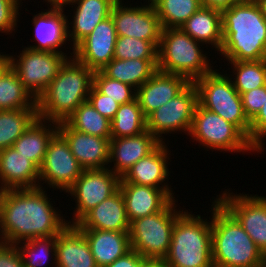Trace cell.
Masks as SVG:
<instances>
[{
	"label": "cell",
	"mask_w": 266,
	"mask_h": 267,
	"mask_svg": "<svg viewBox=\"0 0 266 267\" xmlns=\"http://www.w3.org/2000/svg\"><path fill=\"white\" fill-rule=\"evenodd\" d=\"M48 189H8L0 191V240L17 244L32 238L57 236L67 218L54 207ZM54 202V203H53Z\"/></svg>",
	"instance_id": "obj_1"
},
{
	"label": "cell",
	"mask_w": 266,
	"mask_h": 267,
	"mask_svg": "<svg viewBox=\"0 0 266 267\" xmlns=\"http://www.w3.org/2000/svg\"><path fill=\"white\" fill-rule=\"evenodd\" d=\"M223 43L219 57L225 61L266 59V19L253 1L238 2L221 11Z\"/></svg>",
	"instance_id": "obj_2"
},
{
	"label": "cell",
	"mask_w": 266,
	"mask_h": 267,
	"mask_svg": "<svg viewBox=\"0 0 266 267\" xmlns=\"http://www.w3.org/2000/svg\"><path fill=\"white\" fill-rule=\"evenodd\" d=\"M94 71L69 58L45 92L37 99V116L54 122L65 121L77 107L88 100Z\"/></svg>",
	"instance_id": "obj_3"
},
{
	"label": "cell",
	"mask_w": 266,
	"mask_h": 267,
	"mask_svg": "<svg viewBox=\"0 0 266 267\" xmlns=\"http://www.w3.org/2000/svg\"><path fill=\"white\" fill-rule=\"evenodd\" d=\"M211 212L212 260L214 267H256L263 253L238 221L215 199ZM211 209V210H210Z\"/></svg>",
	"instance_id": "obj_4"
},
{
	"label": "cell",
	"mask_w": 266,
	"mask_h": 267,
	"mask_svg": "<svg viewBox=\"0 0 266 267\" xmlns=\"http://www.w3.org/2000/svg\"><path fill=\"white\" fill-rule=\"evenodd\" d=\"M184 209L176 219L171 244L163 261L168 267H214L211 215L204 218Z\"/></svg>",
	"instance_id": "obj_5"
},
{
	"label": "cell",
	"mask_w": 266,
	"mask_h": 267,
	"mask_svg": "<svg viewBox=\"0 0 266 267\" xmlns=\"http://www.w3.org/2000/svg\"><path fill=\"white\" fill-rule=\"evenodd\" d=\"M209 51L180 28H163L157 49V70L182 75L194 82L216 68L217 60L213 63L209 59Z\"/></svg>",
	"instance_id": "obj_6"
},
{
	"label": "cell",
	"mask_w": 266,
	"mask_h": 267,
	"mask_svg": "<svg viewBox=\"0 0 266 267\" xmlns=\"http://www.w3.org/2000/svg\"><path fill=\"white\" fill-rule=\"evenodd\" d=\"M173 199L162 211L130 223V247L146 260L163 261L168 253L176 219L185 211Z\"/></svg>",
	"instance_id": "obj_7"
},
{
	"label": "cell",
	"mask_w": 266,
	"mask_h": 267,
	"mask_svg": "<svg viewBox=\"0 0 266 267\" xmlns=\"http://www.w3.org/2000/svg\"><path fill=\"white\" fill-rule=\"evenodd\" d=\"M188 137L190 143L196 142L202 150L220 153L248 154L258 152L250 144L248 138L233 124L223 119L218 114L203 108L197 103L191 130ZM248 152V153H247Z\"/></svg>",
	"instance_id": "obj_8"
},
{
	"label": "cell",
	"mask_w": 266,
	"mask_h": 267,
	"mask_svg": "<svg viewBox=\"0 0 266 267\" xmlns=\"http://www.w3.org/2000/svg\"><path fill=\"white\" fill-rule=\"evenodd\" d=\"M222 70L216 67L194 81L198 103L235 125L249 140L250 120L245 115L241 96L224 72L225 68Z\"/></svg>",
	"instance_id": "obj_9"
},
{
	"label": "cell",
	"mask_w": 266,
	"mask_h": 267,
	"mask_svg": "<svg viewBox=\"0 0 266 267\" xmlns=\"http://www.w3.org/2000/svg\"><path fill=\"white\" fill-rule=\"evenodd\" d=\"M21 51L9 53V65L16 72L25 88L37 100L58 75L65 62L73 54L35 51L21 46Z\"/></svg>",
	"instance_id": "obj_10"
},
{
	"label": "cell",
	"mask_w": 266,
	"mask_h": 267,
	"mask_svg": "<svg viewBox=\"0 0 266 267\" xmlns=\"http://www.w3.org/2000/svg\"><path fill=\"white\" fill-rule=\"evenodd\" d=\"M197 103V87L194 82H190L177 96L146 117L147 130L161 143L171 142L164 137L168 134L171 136L184 132L188 136Z\"/></svg>",
	"instance_id": "obj_11"
},
{
	"label": "cell",
	"mask_w": 266,
	"mask_h": 267,
	"mask_svg": "<svg viewBox=\"0 0 266 267\" xmlns=\"http://www.w3.org/2000/svg\"><path fill=\"white\" fill-rule=\"evenodd\" d=\"M120 180L121 178L108 168L83 169L75 183L65 192L76 204L73 208L71 206L74 212L69 213L72 216L67 219V223L76 225L90 210L119 189Z\"/></svg>",
	"instance_id": "obj_12"
},
{
	"label": "cell",
	"mask_w": 266,
	"mask_h": 267,
	"mask_svg": "<svg viewBox=\"0 0 266 267\" xmlns=\"http://www.w3.org/2000/svg\"><path fill=\"white\" fill-rule=\"evenodd\" d=\"M222 192V193H221ZM215 199L238 221L244 231L266 255V195L236 193L230 188Z\"/></svg>",
	"instance_id": "obj_13"
},
{
	"label": "cell",
	"mask_w": 266,
	"mask_h": 267,
	"mask_svg": "<svg viewBox=\"0 0 266 267\" xmlns=\"http://www.w3.org/2000/svg\"><path fill=\"white\" fill-rule=\"evenodd\" d=\"M133 2L118 0L112 8L111 18L117 36L150 41L158 49L162 27L153 4L144 0L143 3L141 0Z\"/></svg>",
	"instance_id": "obj_14"
},
{
	"label": "cell",
	"mask_w": 266,
	"mask_h": 267,
	"mask_svg": "<svg viewBox=\"0 0 266 267\" xmlns=\"http://www.w3.org/2000/svg\"><path fill=\"white\" fill-rule=\"evenodd\" d=\"M83 168L70 151L65 138L57 132L50 140L39 168V188L65 192L81 175ZM43 182V183H42ZM46 184V185H44ZM44 185V186H43Z\"/></svg>",
	"instance_id": "obj_15"
},
{
	"label": "cell",
	"mask_w": 266,
	"mask_h": 267,
	"mask_svg": "<svg viewBox=\"0 0 266 267\" xmlns=\"http://www.w3.org/2000/svg\"><path fill=\"white\" fill-rule=\"evenodd\" d=\"M38 12V13H37ZM32 14L31 25H33L32 45L24 46L35 51H48L61 54H74L69 38L67 27V13L63 8L44 9ZM66 13V14H65ZM34 40V41H33ZM68 43V44H67ZM35 44V45H34ZM68 45V46H67ZM64 46V47H63ZM69 47V48H68ZM66 50L64 51L63 50ZM69 50H67V49ZM72 50V51H71ZM69 51L68 53H65ZM71 51V52H70Z\"/></svg>",
	"instance_id": "obj_16"
},
{
	"label": "cell",
	"mask_w": 266,
	"mask_h": 267,
	"mask_svg": "<svg viewBox=\"0 0 266 267\" xmlns=\"http://www.w3.org/2000/svg\"><path fill=\"white\" fill-rule=\"evenodd\" d=\"M169 145V142L161 143L152 153L141 158L125 173L120 183H133L161 188L172 199H175L178 195L175 194V191L171 188L173 186L169 182L170 177L172 178L170 173H173L171 170L169 171V165L172 161L170 158L174 155L173 150L171 153L170 148H168Z\"/></svg>",
	"instance_id": "obj_17"
},
{
	"label": "cell",
	"mask_w": 266,
	"mask_h": 267,
	"mask_svg": "<svg viewBox=\"0 0 266 267\" xmlns=\"http://www.w3.org/2000/svg\"><path fill=\"white\" fill-rule=\"evenodd\" d=\"M117 33L111 16L102 20L75 48L73 57L92 71L102 70L114 57Z\"/></svg>",
	"instance_id": "obj_18"
},
{
	"label": "cell",
	"mask_w": 266,
	"mask_h": 267,
	"mask_svg": "<svg viewBox=\"0 0 266 267\" xmlns=\"http://www.w3.org/2000/svg\"><path fill=\"white\" fill-rule=\"evenodd\" d=\"M58 132L67 141L70 151L83 169H106L109 164L110 140L79 132L64 121L58 122Z\"/></svg>",
	"instance_id": "obj_19"
},
{
	"label": "cell",
	"mask_w": 266,
	"mask_h": 267,
	"mask_svg": "<svg viewBox=\"0 0 266 267\" xmlns=\"http://www.w3.org/2000/svg\"><path fill=\"white\" fill-rule=\"evenodd\" d=\"M160 144L148 130L131 137L111 138L107 168L122 178L135 163L152 153Z\"/></svg>",
	"instance_id": "obj_20"
},
{
	"label": "cell",
	"mask_w": 266,
	"mask_h": 267,
	"mask_svg": "<svg viewBox=\"0 0 266 267\" xmlns=\"http://www.w3.org/2000/svg\"><path fill=\"white\" fill-rule=\"evenodd\" d=\"M118 0H75L67 6L68 38L74 49L102 20L111 16ZM71 7L72 9L70 10ZM69 8V9H68ZM72 20H70V19Z\"/></svg>",
	"instance_id": "obj_21"
},
{
	"label": "cell",
	"mask_w": 266,
	"mask_h": 267,
	"mask_svg": "<svg viewBox=\"0 0 266 267\" xmlns=\"http://www.w3.org/2000/svg\"><path fill=\"white\" fill-rule=\"evenodd\" d=\"M190 81L178 74L157 70L136 90V99L145 117L177 96Z\"/></svg>",
	"instance_id": "obj_22"
},
{
	"label": "cell",
	"mask_w": 266,
	"mask_h": 267,
	"mask_svg": "<svg viewBox=\"0 0 266 267\" xmlns=\"http://www.w3.org/2000/svg\"><path fill=\"white\" fill-rule=\"evenodd\" d=\"M39 185V168L14 147L0 151V191L34 189Z\"/></svg>",
	"instance_id": "obj_23"
},
{
	"label": "cell",
	"mask_w": 266,
	"mask_h": 267,
	"mask_svg": "<svg viewBox=\"0 0 266 267\" xmlns=\"http://www.w3.org/2000/svg\"><path fill=\"white\" fill-rule=\"evenodd\" d=\"M76 226L79 229L129 232L130 221L126 213L124 197L120 188L90 210Z\"/></svg>",
	"instance_id": "obj_24"
},
{
	"label": "cell",
	"mask_w": 266,
	"mask_h": 267,
	"mask_svg": "<svg viewBox=\"0 0 266 267\" xmlns=\"http://www.w3.org/2000/svg\"><path fill=\"white\" fill-rule=\"evenodd\" d=\"M125 209L130 223L141 217L162 211L173 199L161 188L120 183Z\"/></svg>",
	"instance_id": "obj_25"
},
{
	"label": "cell",
	"mask_w": 266,
	"mask_h": 267,
	"mask_svg": "<svg viewBox=\"0 0 266 267\" xmlns=\"http://www.w3.org/2000/svg\"><path fill=\"white\" fill-rule=\"evenodd\" d=\"M56 267H98L82 231L68 224L56 236Z\"/></svg>",
	"instance_id": "obj_26"
},
{
	"label": "cell",
	"mask_w": 266,
	"mask_h": 267,
	"mask_svg": "<svg viewBox=\"0 0 266 267\" xmlns=\"http://www.w3.org/2000/svg\"><path fill=\"white\" fill-rule=\"evenodd\" d=\"M85 235L96 265L107 267L131 250L129 232L80 229Z\"/></svg>",
	"instance_id": "obj_27"
},
{
	"label": "cell",
	"mask_w": 266,
	"mask_h": 267,
	"mask_svg": "<svg viewBox=\"0 0 266 267\" xmlns=\"http://www.w3.org/2000/svg\"><path fill=\"white\" fill-rule=\"evenodd\" d=\"M180 29L194 40L219 53L223 43L221 11L200 7ZM211 46V47H210Z\"/></svg>",
	"instance_id": "obj_28"
},
{
	"label": "cell",
	"mask_w": 266,
	"mask_h": 267,
	"mask_svg": "<svg viewBox=\"0 0 266 267\" xmlns=\"http://www.w3.org/2000/svg\"><path fill=\"white\" fill-rule=\"evenodd\" d=\"M57 132L58 122L37 117L14 142L13 147L40 168L50 140Z\"/></svg>",
	"instance_id": "obj_29"
},
{
	"label": "cell",
	"mask_w": 266,
	"mask_h": 267,
	"mask_svg": "<svg viewBox=\"0 0 266 267\" xmlns=\"http://www.w3.org/2000/svg\"><path fill=\"white\" fill-rule=\"evenodd\" d=\"M100 71L108 78L116 79L137 90L157 71V60L113 58Z\"/></svg>",
	"instance_id": "obj_30"
},
{
	"label": "cell",
	"mask_w": 266,
	"mask_h": 267,
	"mask_svg": "<svg viewBox=\"0 0 266 267\" xmlns=\"http://www.w3.org/2000/svg\"><path fill=\"white\" fill-rule=\"evenodd\" d=\"M37 108V100L9 65L0 75V110Z\"/></svg>",
	"instance_id": "obj_31"
},
{
	"label": "cell",
	"mask_w": 266,
	"mask_h": 267,
	"mask_svg": "<svg viewBox=\"0 0 266 267\" xmlns=\"http://www.w3.org/2000/svg\"><path fill=\"white\" fill-rule=\"evenodd\" d=\"M230 66L224 72L241 95L252 89L266 85V59L257 61H226ZM230 64V65H229ZM231 70V71H230ZM230 73V74H229ZM232 73V74H231Z\"/></svg>",
	"instance_id": "obj_32"
},
{
	"label": "cell",
	"mask_w": 266,
	"mask_h": 267,
	"mask_svg": "<svg viewBox=\"0 0 266 267\" xmlns=\"http://www.w3.org/2000/svg\"><path fill=\"white\" fill-rule=\"evenodd\" d=\"M64 122L79 132L111 139V121L102 116L88 100L81 103Z\"/></svg>",
	"instance_id": "obj_33"
},
{
	"label": "cell",
	"mask_w": 266,
	"mask_h": 267,
	"mask_svg": "<svg viewBox=\"0 0 266 267\" xmlns=\"http://www.w3.org/2000/svg\"><path fill=\"white\" fill-rule=\"evenodd\" d=\"M37 117V108L0 110V151L13 147Z\"/></svg>",
	"instance_id": "obj_34"
},
{
	"label": "cell",
	"mask_w": 266,
	"mask_h": 267,
	"mask_svg": "<svg viewBox=\"0 0 266 267\" xmlns=\"http://www.w3.org/2000/svg\"><path fill=\"white\" fill-rule=\"evenodd\" d=\"M16 246L25 267H56V236L32 238Z\"/></svg>",
	"instance_id": "obj_35"
},
{
	"label": "cell",
	"mask_w": 266,
	"mask_h": 267,
	"mask_svg": "<svg viewBox=\"0 0 266 267\" xmlns=\"http://www.w3.org/2000/svg\"><path fill=\"white\" fill-rule=\"evenodd\" d=\"M110 126L111 138L131 137L146 131V117L138 100L120 105Z\"/></svg>",
	"instance_id": "obj_36"
},
{
	"label": "cell",
	"mask_w": 266,
	"mask_h": 267,
	"mask_svg": "<svg viewBox=\"0 0 266 267\" xmlns=\"http://www.w3.org/2000/svg\"><path fill=\"white\" fill-rule=\"evenodd\" d=\"M163 28H180L200 7V0H151Z\"/></svg>",
	"instance_id": "obj_37"
},
{
	"label": "cell",
	"mask_w": 266,
	"mask_h": 267,
	"mask_svg": "<svg viewBox=\"0 0 266 267\" xmlns=\"http://www.w3.org/2000/svg\"><path fill=\"white\" fill-rule=\"evenodd\" d=\"M113 58L121 60H157V48L150 41L117 36Z\"/></svg>",
	"instance_id": "obj_38"
},
{
	"label": "cell",
	"mask_w": 266,
	"mask_h": 267,
	"mask_svg": "<svg viewBox=\"0 0 266 267\" xmlns=\"http://www.w3.org/2000/svg\"><path fill=\"white\" fill-rule=\"evenodd\" d=\"M93 86L118 104H126L136 99V89L116 79L108 78L101 71H95Z\"/></svg>",
	"instance_id": "obj_39"
},
{
	"label": "cell",
	"mask_w": 266,
	"mask_h": 267,
	"mask_svg": "<svg viewBox=\"0 0 266 267\" xmlns=\"http://www.w3.org/2000/svg\"><path fill=\"white\" fill-rule=\"evenodd\" d=\"M25 0H0V33L4 35L15 36L19 27L22 5ZM19 22V23H18ZM18 25V26H17ZM14 31V32H13ZM13 33V34H12ZM15 33V34H14Z\"/></svg>",
	"instance_id": "obj_40"
},
{
	"label": "cell",
	"mask_w": 266,
	"mask_h": 267,
	"mask_svg": "<svg viewBox=\"0 0 266 267\" xmlns=\"http://www.w3.org/2000/svg\"><path fill=\"white\" fill-rule=\"evenodd\" d=\"M266 100L261 110L250 121L249 142L258 154H264L266 149ZM263 152V153H262Z\"/></svg>",
	"instance_id": "obj_41"
},
{
	"label": "cell",
	"mask_w": 266,
	"mask_h": 267,
	"mask_svg": "<svg viewBox=\"0 0 266 267\" xmlns=\"http://www.w3.org/2000/svg\"><path fill=\"white\" fill-rule=\"evenodd\" d=\"M240 96L245 115L251 121L264 105L266 100V85L242 93Z\"/></svg>",
	"instance_id": "obj_42"
},
{
	"label": "cell",
	"mask_w": 266,
	"mask_h": 267,
	"mask_svg": "<svg viewBox=\"0 0 266 267\" xmlns=\"http://www.w3.org/2000/svg\"><path fill=\"white\" fill-rule=\"evenodd\" d=\"M88 101L102 116L110 121L115 117L120 106L109 96L100 93L94 86L90 90Z\"/></svg>",
	"instance_id": "obj_43"
},
{
	"label": "cell",
	"mask_w": 266,
	"mask_h": 267,
	"mask_svg": "<svg viewBox=\"0 0 266 267\" xmlns=\"http://www.w3.org/2000/svg\"><path fill=\"white\" fill-rule=\"evenodd\" d=\"M0 267H25L16 244L0 242Z\"/></svg>",
	"instance_id": "obj_44"
},
{
	"label": "cell",
	"mask_w": 266,
	"mask_h": 267,
	"mask_svg": "<svg viewBox=\"0 0 266 267\" xmlns=\"http://www.w3.org/2000/svg\"><path fill=\"white\" fill-rule=\"evenodd\" d=\"M146 260L135 250H130L124 256L119 257L107 267H144Z\"/></svg>",
	"instance_id": "obj_45"
},
{
	"label": "cell",
	"mask_w": 266,
	"mask_h": 267,
	"mask_svg": "<svg viewBox=\"0 0 266 267\" xmlns=\"http://www.w3.org/2000/svg\"><path fill=\"white\" fill-rule=\"evenodd\" d=\"M251 0H200L201 7H209L217 10H224L230 8L238 2H246Z\"/></svg>",
	"instance_id": "obj_46"
},
{
	"label": "cell",
	"mask_w": 266,
	"mask_h": 267,
	"mask_svg": "<svg viewBox=\"0 0 266 267\" xmlns=\"http://www.w3.org/2000/svg\"><path fill=\"white\" fill-rule=\"evenodd\" d=\"M74 1L75 0H43V3L47 4V7L66 9V7Z\"/></svg>",
	"instance_id": "obj_47"
},
{
	"label": "cell",
	"mask_w": 266,
	"mask_h": 267,
	"mask_svg": "<svg viewBox=\"0 0 266 267\" xmlns=\"http://www.w3.org/2000/svg\"><path fill=\"white\" fill-rule=\"evenodd\" d=\"M5 53V54H4ZM9 66V54L4 51L0 52V75Z\"/></svg>",
	"instance_id": "obj_48"
},
{
	"label": "cell",
	"mask_w": 266,
	"mask_h": 267,
	"mask_svg": "<svg viewBox=\"0 0 266 267\" xmlns=\"http://www.w3.org/2000/svg\"><path fill=\"white\" fill-rule=\"evenodd\" d=\"M144 267H168L164 261L148 260Z\"/></svg>",
	"instance_id": "obj_49"
},
{
	"label": "cell",
	"mask_w": 266,
	"mask_h": 267,
	"mask_svg": "<svg viewBox=\"0 0 266 267\" xmlns=\"http://www.w3.org/2000/svg\"><path fill=\"white\" fill-rule=\"evenodd\" d=\"M256 4L258 5L262 15L266 19V0H259Z\"/></svg>",
	"instance_id": "obj_50"
},
{
	"label": "cell",
	"mask_w": 266,
	"mask_h": 267,
	"mask_svg": "<svg viewBox=\"0 0 266 267\" xmlns=\"http://www.w3.org/2000/svg\"><path fill=\"white\" fill-rule=\"evenodd\" d=\"M256 267H266V255L263 256L261 262Z\"/></svg>",
	"instance_id": "obj_51"
}]
</instances>
